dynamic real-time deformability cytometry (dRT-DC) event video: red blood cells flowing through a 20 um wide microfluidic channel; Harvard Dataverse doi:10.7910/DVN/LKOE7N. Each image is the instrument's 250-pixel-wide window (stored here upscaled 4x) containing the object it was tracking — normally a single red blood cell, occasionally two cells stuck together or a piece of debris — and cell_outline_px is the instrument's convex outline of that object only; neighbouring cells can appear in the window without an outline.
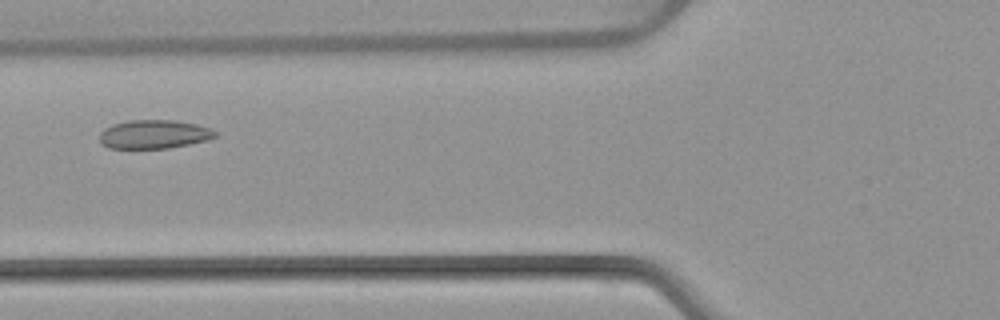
{"species": "common noctule bat (a hibernating species)", "species_latin": "Nyctalus noctula", "temperature_condition": "warm", "stored_images_in_passage": 3, "camera_frame_rate_fps": 3000, "um_per_image_px": 0.085, "animal": {"sex": "female", "body_mass_g": 22.7, "forearm_length_mm": 54.2}, "frame": {"image": 1, "passage_image": 3, "time_ms": 2.667, "image_size_px": [1000, 320], "cell_outline_px": [[216, 136], [208, 140], [168, 148], [108, 148], [100, 144], [100, 132], [104, 128], [112, 124], [128, 120], [176, 120], [196, 124], [212, 128], [216, 132]], "centroid_in_image_um": [13.07, 11.4], "position_along_channel_um": 112.7, "area_um2": 19.48}}